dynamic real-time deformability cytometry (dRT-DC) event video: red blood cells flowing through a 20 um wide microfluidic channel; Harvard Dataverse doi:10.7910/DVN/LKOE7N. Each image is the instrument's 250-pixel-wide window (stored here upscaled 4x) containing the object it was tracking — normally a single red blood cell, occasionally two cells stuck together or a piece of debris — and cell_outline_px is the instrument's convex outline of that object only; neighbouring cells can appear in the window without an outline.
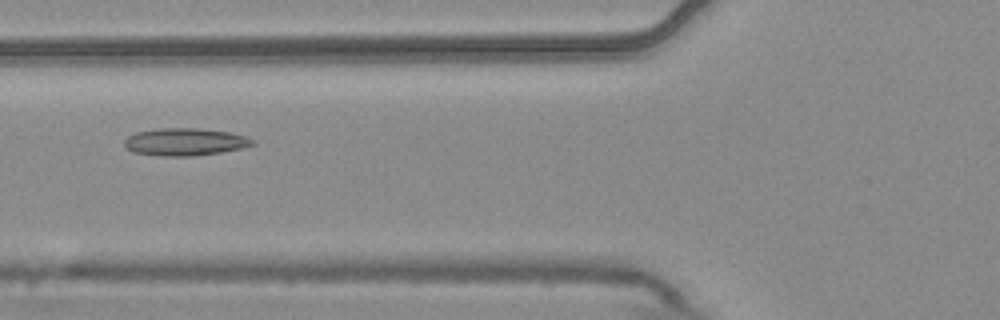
{"species": "common noctule bat (a hibernating species)", "species_latin": "Nyctalus noctula", "temperature_condition": "warm", "stored_images_in_passage": 6, "camera_frame_rate_fps": 3000, "um_per_image_px": 0.085, "animal": {"sex": "male", "body_mass_g": 20.4}, "frame": {"image": 1, "passage_image": 6, "time_ms": 1.667, "image_size_px": [1000, 320], "cell_outline_px": [[256, 144], [240, 148], [220, 152], [192, 156], [164, 156], [132, 152], [124, 144], [124, 140], [128, 136], [136, 132], [156, 128], [196, 128], [232, 132], [256, 140]], "centroid_in_image_um": [15.73, 12.05], "position_along_channel_um": 110.1, "area_um2": 20.52}}